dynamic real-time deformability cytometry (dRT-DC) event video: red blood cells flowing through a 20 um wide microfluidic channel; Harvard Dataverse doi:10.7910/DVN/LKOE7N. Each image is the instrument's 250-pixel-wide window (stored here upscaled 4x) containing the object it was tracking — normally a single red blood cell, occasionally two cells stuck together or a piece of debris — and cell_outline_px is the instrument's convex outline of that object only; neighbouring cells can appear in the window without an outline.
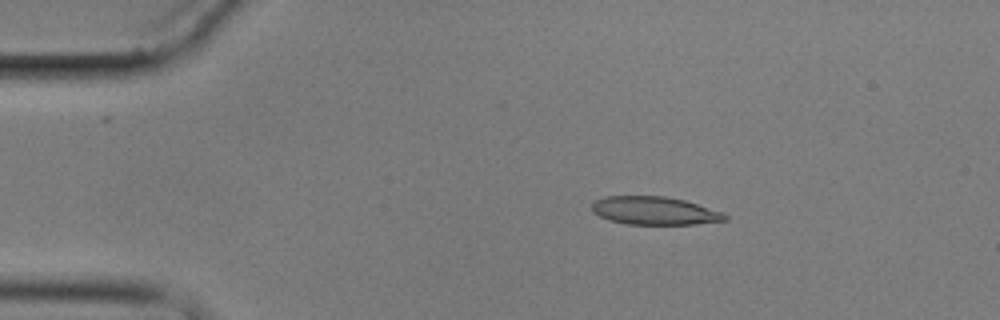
{"species": "common noctule bat (a hibernating species)", "species_latin": "Nyctalus noctula", "temperature_condition": "cold", "stored_images_in_passage": 2, "camera_frame_rate_fps": 3000, "um_per_image_px": 0.085, "animal": {"sex": "male", "body_mass_g": 17.9}, "frame": {"image": 1, "passage_image": 2, "time_ms": 1.333, "image_size_px": [1000, 320], "cell_outline_px": [[728, 220], [696, 224], [624, 224], [608, 220], [592, 212], [592, 204], [596, 200], [604, 196], [664, 196], [684, 200], [724, 212], [728, 216]], "centroid_in_image_um": [55.64, 17.91], "position_along_channel_um": 29.4, "area_um2": 21.91}}